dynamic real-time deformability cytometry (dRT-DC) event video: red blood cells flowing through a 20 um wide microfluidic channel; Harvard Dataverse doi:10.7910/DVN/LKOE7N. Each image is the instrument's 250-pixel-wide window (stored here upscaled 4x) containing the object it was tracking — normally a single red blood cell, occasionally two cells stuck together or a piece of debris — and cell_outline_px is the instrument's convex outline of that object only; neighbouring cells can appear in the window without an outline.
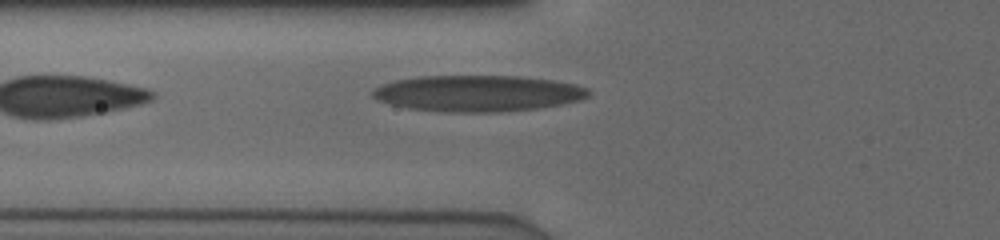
{"species": "human", "species_latin": "Homo sapiens", "temperature_condition": "cold", "stored_images_in_passage": 3, "camera_frame_rate_fps": 3000, "um_per_image_px": 0.085, "donor": {"sex": "male"}, "frame": {"image": 1, "passage_image": 3, "time_ms": 0.667, "image_size_px": [1000, 240], "cell_outline_px": [[592, 92], [588, 96], [580, 100], [560, 104], [536, 108], [500, 112], [452, 112], [408, 108], [376, 100], [372, 96], [372, 92], [376, 88], [384, 84], [396, 80], [416, 76], [520, 76], [556, 80], [576, 84], [588, 88]], "centroid_in_image_um": [40.65, 7.92], "position_along_channel_um": 85.1, "area_um2": 45.55}}